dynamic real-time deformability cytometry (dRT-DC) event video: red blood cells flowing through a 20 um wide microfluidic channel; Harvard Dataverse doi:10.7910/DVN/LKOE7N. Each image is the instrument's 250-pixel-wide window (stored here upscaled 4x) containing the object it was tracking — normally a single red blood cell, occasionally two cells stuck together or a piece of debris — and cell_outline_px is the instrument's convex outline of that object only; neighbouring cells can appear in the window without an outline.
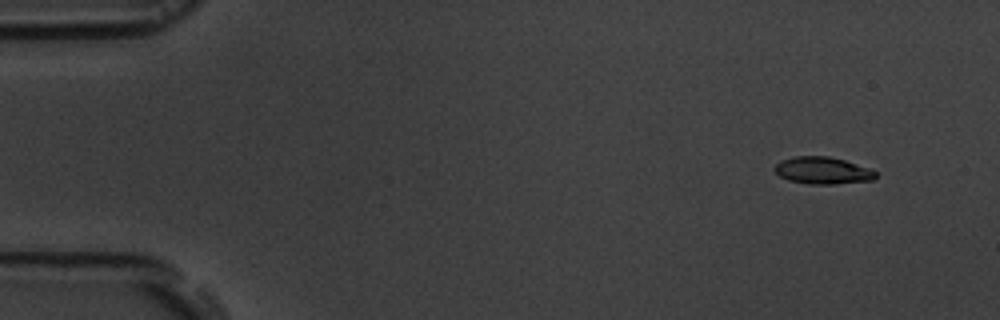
{"species": "common noctule bat (a hibernating species)", "species_latin": "Nyctalus noctula", "temperature_condition": "room temperature", "stored_images_in_passage": 6, "camera_frame_rate_fps": 3000, "um_per_image_px": 0.085, "animal": {"sex": "male", "body_mass_g": 19.5, "forearm_length_mm": 54.6}, "frame": {"image": 1, "passage_image": 2, "time_ms": 1.0, "image_size_px": [1000, 320], "cell_outline_px": [[876, 176], [872, 180], [836, 184], [808, 184], [788, 180], [780, 176], [772, 168], [780, 160], [792, 156], [828, 156], [844, 160], [868, 168], [876, 172]], "centroid_in_image_um": [69.87, 14.49], "position_along_channel_um": 15.1, "area_um2": 15.95}}
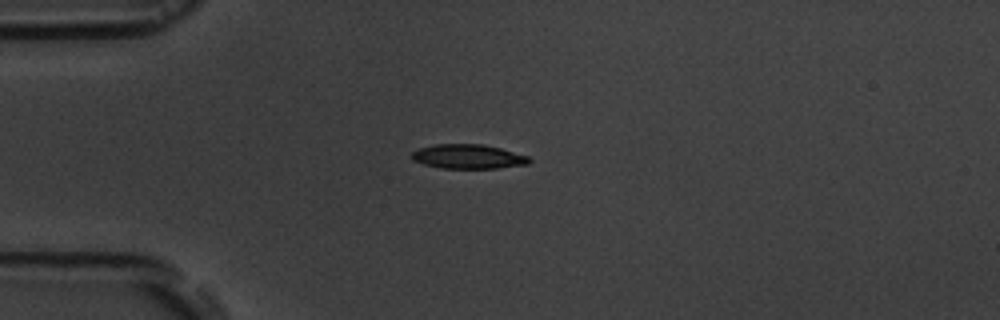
{"frame": {"image": 2, "passage_image": 4, "time_ms": 4.333, "image_size_px": [1000, 320], "cell_outline_px": [[532, 160], [528, 164], [496, 168], [440, 168], [424, 164], [412, 160], [412, 152], [420, 148], [436, 144], [484, 144], [500, 148], [528, 156]], "centroid_in_image_um": [39.8, 13.31], "position_along_channel_um": 45.2, "area_um2": 16.59}}
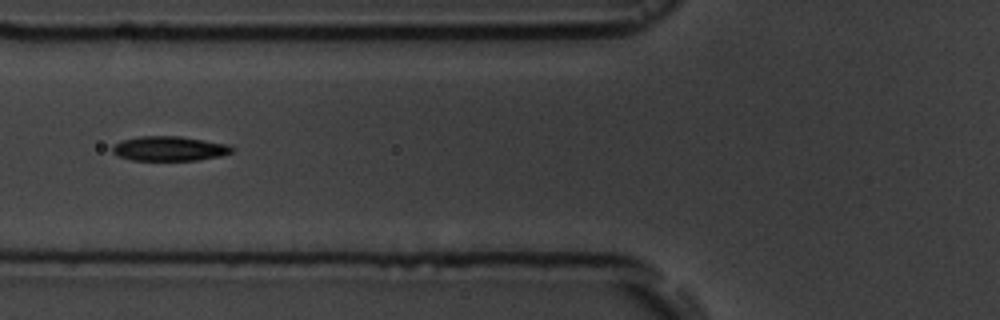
{"frame": {"image": 3, "passage_image": 6, "time_ms": 6.667, "image_size_px": [1000, 320], "cell_outline_px": [[236, 148], [232, 152], [220, 156], [196, 160], [132, 160], [116, 156], [112, 152], [112, 148], [120, 140], [140, 136], [180, 136], [228, 144]], "centroid_in_image_um": [14.39, 12.63], "position_along_channel_um": 111.4, "area_um2": 17.22}}